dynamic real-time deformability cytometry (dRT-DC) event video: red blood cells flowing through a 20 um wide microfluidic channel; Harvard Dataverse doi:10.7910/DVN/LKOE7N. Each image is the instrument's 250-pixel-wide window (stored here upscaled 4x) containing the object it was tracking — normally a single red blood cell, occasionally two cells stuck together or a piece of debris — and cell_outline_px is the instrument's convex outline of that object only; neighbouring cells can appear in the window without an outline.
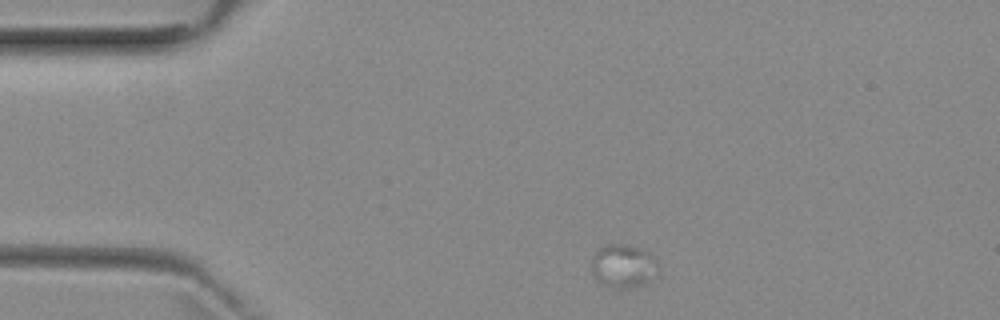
{"species": "common noctule bat (a hibernating species)", "species_latin": "Nyctalus noctula", "temperature_condition": "room temperature", "stored_images_in_passage": 2, "camera_frame_rate_fps": 3000, "um_per_image_px": 0.085, "animal": {"sex": "female", "body_mass_g": 29.2, "forearm_length_mm": 56.3}, "frame": {"image": 1, "passage_image": 1, "time_ms": 0.0, "image_size_px": [1000, 320], "cell_outline_px": [[660, 276], [644, 284], [628, 288], [616, 288], [604, 284], [596, 280], [592, 272], [592, 256], [604, 244], [624, 244], [640, 248], [648, 252], [656, 260]], "centroid_in_image_um": [53.02, 22.62], "position_along_channel_um": 32.0, "area_um2": 17.11}}